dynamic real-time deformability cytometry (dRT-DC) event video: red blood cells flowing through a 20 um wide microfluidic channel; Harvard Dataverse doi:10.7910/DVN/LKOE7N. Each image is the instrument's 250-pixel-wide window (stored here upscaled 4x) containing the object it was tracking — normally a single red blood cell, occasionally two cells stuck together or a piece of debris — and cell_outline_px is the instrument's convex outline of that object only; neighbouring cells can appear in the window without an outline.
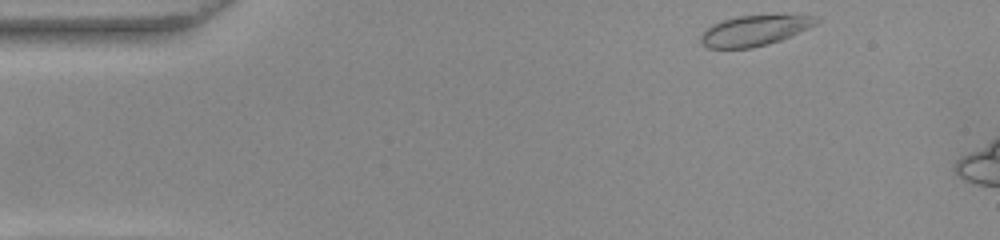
{"species": "common noctule bat (a hibernating species)", "species_latin": "Nyctalus noctula", "temperature_condition": "warm", "stored_images_in_passage": 44, "camera_frame_rate_fps": 3000, "um_per_image_px": 0.085, "animal": {"sex": "female", "body_mass_g": 22.0, "forearm_length_mm": 56.7}, "frame": {"image": 1, "passage_image": 1, "time_ms": 0.0, "image_size_px": [1000, 240], "cell_outline_px": [[820, 20], [816, 24], [808, 28], [780, 40], [768, 44], [752, 48], [708, 48], [700, 44], [700, 36], [712, 24], [720, 20], [740, 16], [816, 16]], "centroid_in_image_um": [64.07, 2.62], "position_along_channel_um": 20.9, "area_um2": 20.11}}
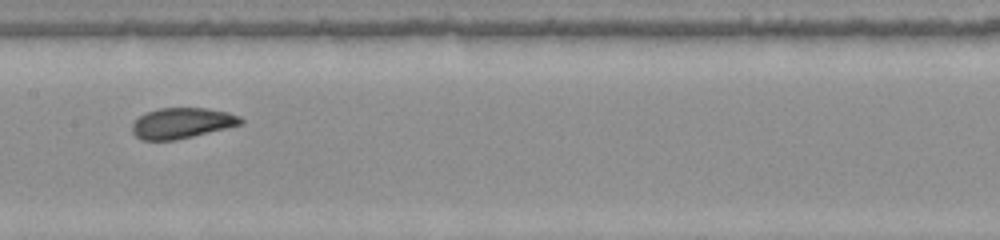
{"frame": {"image": 2, "passage_image": 21, "time_ms": 6.667, "image_size_px": [1000, 240], "cell_outline_px": [[244, 120], [240, 124], [176, 140], [140, 140], [132, 132], [132, 124], [140, 116], [148, 112], [160, 108], [204, 108], [228, 112], [240, 116]], "centroid_in_image_um": [15.44, 10.46], "position_along_channel_um": 192.0, "area_um2": 19.07}}
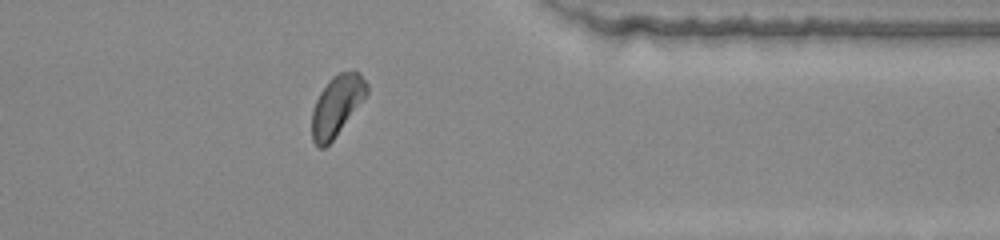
{"frame": {"image": 3, "passage_image": 37, "time_ms": 12.0, "image_size_px": [1000, 240], "cell_outline_px": [[368, 92], [332, 140], [324, 148], [320, 148], [312, 140], [312, 112], [316, 100], [320, 92], [328, 80], [332, 76], [340, 72], [360, 72], [368, 84]], "centroid_in_image_um": [28.61, 8.95], "position_along_channel_um": 382.8, "area_um2": 18.84}, "authors_computed_cell_mechanics": {"area_um2": 19.3919, "velocity_mm_per_s": 3.8302, "shape_relaxation_time_tau1_ms": 3.028, "shape_relaxation_time_tau2_ms": 0.7522, "deformation_change_tau1": 0.0933, "deformation_change_tau2": 0.0385}}